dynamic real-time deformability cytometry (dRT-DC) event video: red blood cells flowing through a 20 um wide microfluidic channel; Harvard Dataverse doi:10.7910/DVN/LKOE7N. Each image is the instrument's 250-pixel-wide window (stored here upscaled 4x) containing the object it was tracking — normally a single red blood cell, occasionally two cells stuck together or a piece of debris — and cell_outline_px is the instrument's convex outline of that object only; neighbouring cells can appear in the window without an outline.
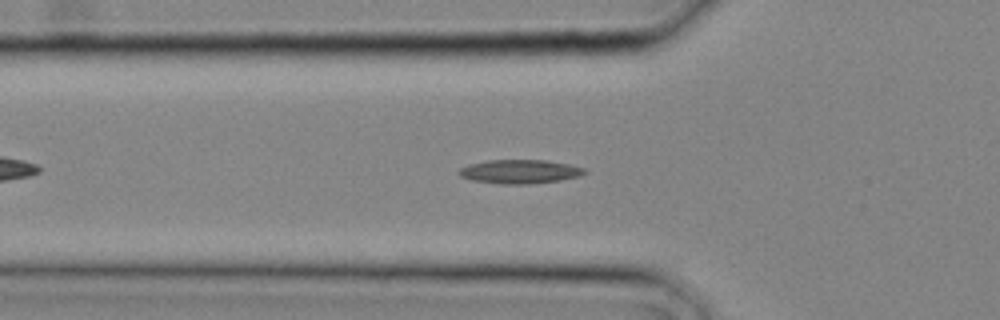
{"species": "common noctule bat (a hibernating species)", "species_latin": "Nyctalus noctula", "temperature_condition": "cold", "stored_images_in_passage": 11, "camera_frame_rate_fps": 3000, "um_per_image_px": 0.085, "animal": {"sex": "male", "body_mass_g": 20.4}, "frame": {"image": 1, "passage_image": 5, "time_ms": 1.333, "image_size_px": [1000, 320], "cell_outline_px": [[588, 172], [580, 176], [560, 180], [528, 184], [500, 184], [472, 180], [460, 176], [456, 172], [460, 168], [468, 164], [488, 160], [548, 160], [572, 164], [584, 168]], "centroid_in_image_um": [44.19, 14.58], "position_along_channel_um": 81.6, "area_um2": 17.69}}
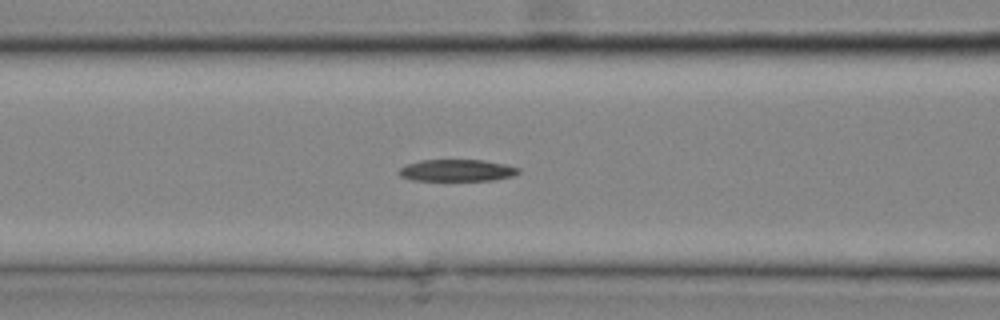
{"frame": {"image": 2, "passage_image": 7, "time_ms": 2.0, "image_size_px": [1000, 320], "cell_outline_px": [[520, 172], [512, 176], [492, 180], [412, 180], [400, 176], [396, 172], [400, 168], [408, 164], [420, 160], [484, 160], [504, 164], [520, 168]], "centroid_in_image_um": [38.82, 14.48], "position_along_channel_um": 127.8, "area_um2": 15.14}}
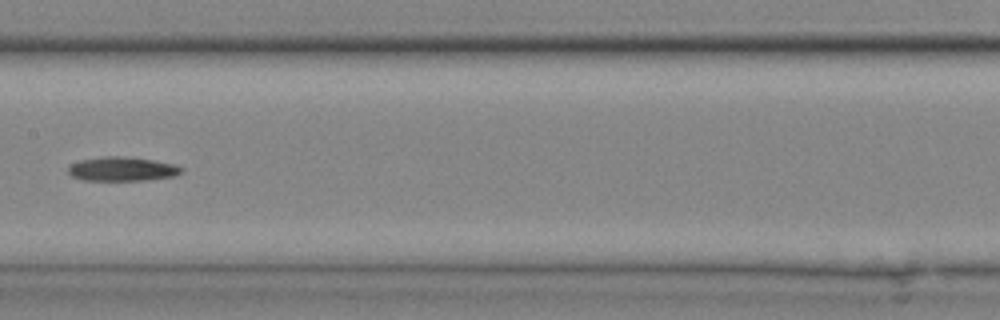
{"frame": {"image": 3, "passage_image": 10, "time_ms": 3.0, "image_size_px": [1000, 320], "cell_outline_px": [[184, 172], [176, 176], [148, 180], [84, 180], [72, 176], [68, 172], [68, 168], [72, 164], [80, 160], [104, 156], [124, 156], [152, 160], [176, 164], [184, 168]], "centroid_in_image_um": [10.45, 14.36], "position_along_channel_um": 197.0, "area_um2": 16.01}}